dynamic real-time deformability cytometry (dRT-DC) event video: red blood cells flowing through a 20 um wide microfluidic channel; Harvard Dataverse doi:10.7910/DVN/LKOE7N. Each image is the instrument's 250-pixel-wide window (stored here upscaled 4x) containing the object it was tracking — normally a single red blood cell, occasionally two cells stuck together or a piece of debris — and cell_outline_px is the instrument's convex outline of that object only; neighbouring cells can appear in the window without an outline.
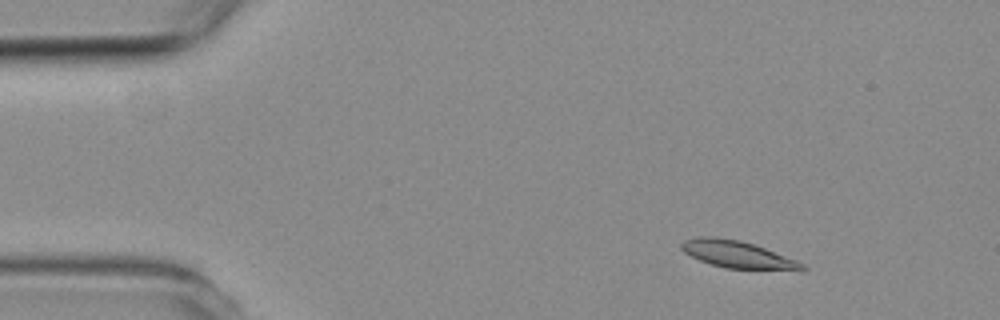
{"species": "common noctule bat (a hibernating species)", "species_latin": "Nyctalus noctula", "temperature_condition": "room temperature", "stored_images_in_passage": 4, "camera_frame_rate_fps": 3000, "um_per_image_px": 0.085, "animal": {"sex": "female", "body_mass_g": 19.3, "forearm_length_mm": 54.1}, "frame": {"image": 1, "passage_image": 2, "time_ms": 1.667, "image_size_px": [1000, 320], "cell_outline_px": [[808, 268], [724, 268], [700, 260], [684, 252], [680, 248], [680, 244], [684, 240], [700, 236], [712, 236], [740, 240], [764, 248], [796, 260], [804, 264]], "centroid_in_image_um": [62.54, 21.58], "position_along_channel_um": 22.5, "area_um2": 18.26}}